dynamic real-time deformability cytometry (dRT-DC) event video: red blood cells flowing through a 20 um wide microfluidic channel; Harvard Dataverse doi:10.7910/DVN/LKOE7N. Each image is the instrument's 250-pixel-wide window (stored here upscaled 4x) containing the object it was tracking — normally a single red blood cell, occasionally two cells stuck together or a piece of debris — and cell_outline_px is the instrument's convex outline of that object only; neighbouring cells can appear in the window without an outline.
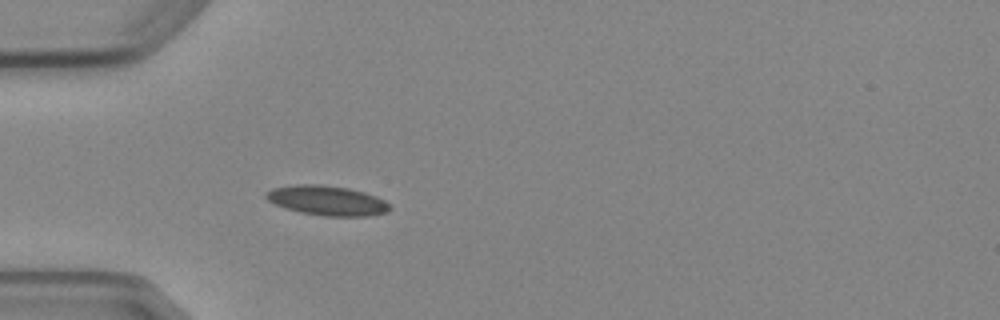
{"species": "Egyptian fruit bat (a non-hibernating species)", "species_latin": "Rousettus aegyptiacus", "temperature_condition": "cold", "stored_images_in_passage": 4, "camera_frame_rate_fps": 3000, "um_per_image_px": 0.085, "animal": {"sex": "female"}, "frame": {"image": 1, "passage_image": 4, "time_ms": 3.333, "image_size_px": [1000, 320], "cell_outline_px": [[392, 208], [388, 212], [368, 216], [324, 216], [300, 212], [276, 204], [268, 200], [264, 196], [272, 188], [296, 184], [320, 184], [348, 188], [364, 192], [376, 196], [384, 200]], "centroid_in_image_um": [27.83, 17.04], "position_along_channel_um": 57.2, "area_um2": 21.33}}